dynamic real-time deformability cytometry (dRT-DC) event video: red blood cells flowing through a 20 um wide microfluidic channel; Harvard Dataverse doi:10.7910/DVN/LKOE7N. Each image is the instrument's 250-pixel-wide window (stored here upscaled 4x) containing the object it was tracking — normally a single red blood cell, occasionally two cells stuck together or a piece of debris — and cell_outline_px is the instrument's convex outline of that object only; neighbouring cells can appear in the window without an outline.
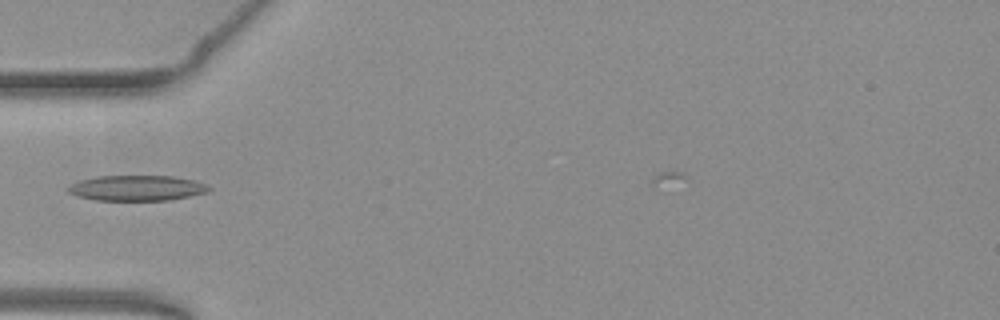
{"species": "common noctule bat (a hibernating species)", "species_latin": "Nyctalus noctula", "temperature_condition": "warm", "stored_images_in_passage": 33, "camera_frame_rate_fps": 3000, "um_per_image_px": 0.085, "animal": {"sex": "female", "body_mass_g": 19.3, "forearm_length_mm": 54.1}, "frame": {"image": 1, "passage_image": 2, "time_ms": 0.333, "image_size_px": [1000, 320], "cell_outline_px": [[212, 188], [204, 192], [188, 196], [168, 200], [96, 200], [80, 196], [68, 192], [64, 188], [80, 180], [96, 176], [172, 176], [192, 180], [204, 184]], "centroid_in_image_um": [11.57, 15.98], "position_along_channel_um": 73.4, "area_um2": 20.52}}
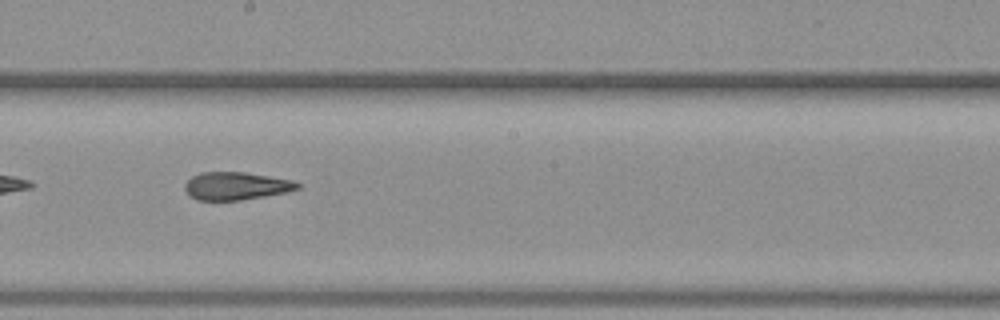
{"frame": {"image": 2, "passage_image": 14, "time_ms": 4.333, "image_size_px": [1000, 320], "cell_outline_px": [[300, 188], [288, 192], [240, 200], [196, 200], [188, 196], [184, 188], [184, 184], [192, 176], [200, 172], [244, 172], [292, 180], [300, 184]], "centroid_in_image_um": [20.03, 15.81], "position_along_channel_um": 228.2, "area_um2": 18.32}}
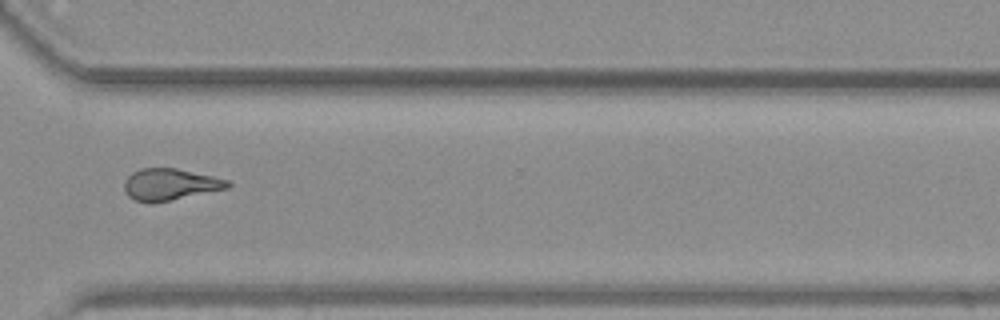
{"frame": {"image": 3, "passage_image": 24, "time_ms": 7.667, "image_size_px": [1000, 320], "cell_outline_px": [[232, 184], [228, 188], [168, 200], [136, 200], [128, 196], [124, 192], [124, 180], [132, 172], [140, 168], [176, 168], [232, 180]], "centroid_in_image_um": [14.48, 15.63], "position_along_channel_um": 356.1, "area_um2": 18.67}, "authors_computed_cell_mechanics": {"area_um2": 18.6694, "velocity_mm_per_s": 3.8462, "shape_relaxation_time_tau1_ms": 6.2939, "shape_relaxation_time_tau2_ms": 3.2893, "deformation_change_tau1": 0.1875, "deformation_change_tau2": 0.1461}}